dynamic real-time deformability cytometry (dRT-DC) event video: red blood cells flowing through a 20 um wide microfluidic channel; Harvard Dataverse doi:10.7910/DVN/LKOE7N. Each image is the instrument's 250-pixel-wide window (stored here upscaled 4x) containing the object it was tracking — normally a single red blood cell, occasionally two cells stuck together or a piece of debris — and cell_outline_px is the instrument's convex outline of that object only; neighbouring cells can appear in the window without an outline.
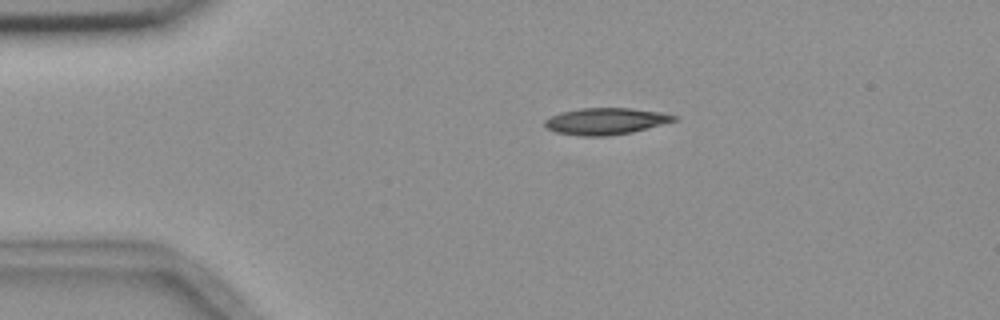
{"species": "common noctule bat (a hibernating species)", "species_latin": "Nyctalus noctula", "temperature_condition": "room temperature", "stored_images_in_passage": 3, "camera_frame_rate_fps": 3000, "um_per_image_px": 0.085, "animal": {"sex": "female", "body_mass_g": 18.4}, "frame": {"image": 1, "passage_image": 1, "time_ms": 0.0, "image_size_px": [1000, 320], "cell_outline_px": [[676, 120], [632, 132], [608, 136], [580, 136], [556, 132], [548, 128], [544, 124], [544, 120], [560, 112], [580, 108], [628, 108], [664, 112], [676, 116]], "centroid_in_image_um": [51.47, 10.3], "position_along_channel_um": 33.5, "area_um2": 19.94}}
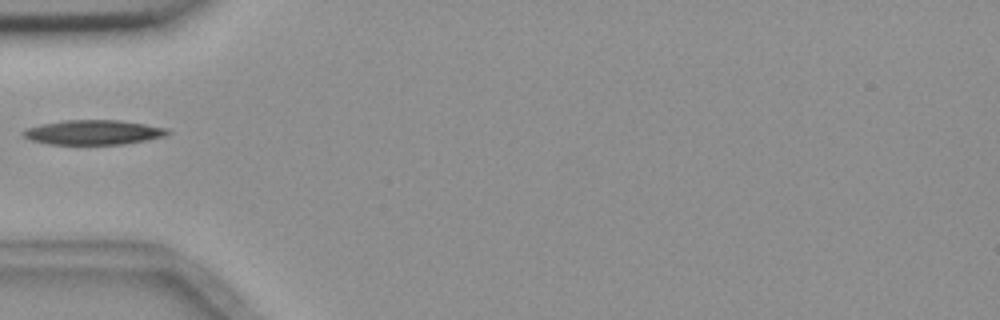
{"frame": {"image": 2, "passage_image": 3, "time_ms": 2.333, "image_size_px": [1000, 320], "cell_outline_px": [[172, 132], [164, 136], [124, 144], [48, 144], [32, 140], [24, 136], [20, 132], [28, 128], [44, 124], [64, 120], [120, 120], [168, 128]], "centroid_in_image_um": [7.96, 11.24], "position_along_channel_um": 77.0, "area_um2": 20.52}}